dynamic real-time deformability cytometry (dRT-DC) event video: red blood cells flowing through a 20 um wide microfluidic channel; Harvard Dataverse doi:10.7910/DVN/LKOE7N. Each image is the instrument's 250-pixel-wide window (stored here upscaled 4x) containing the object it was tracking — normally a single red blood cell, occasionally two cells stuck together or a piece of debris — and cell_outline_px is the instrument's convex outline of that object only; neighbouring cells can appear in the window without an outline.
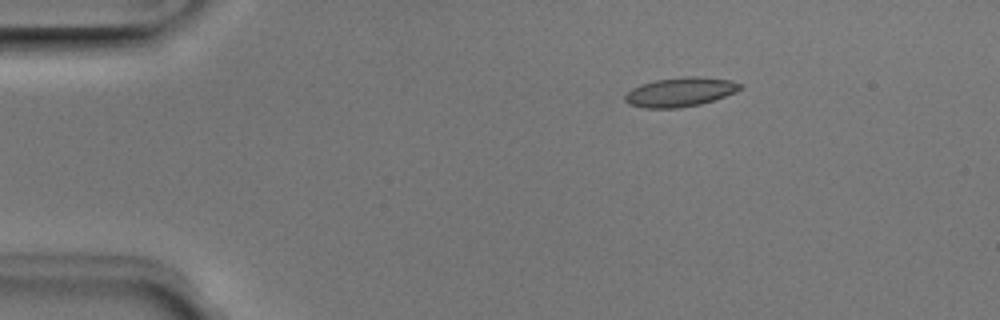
{"species": "Egyptian fruit bat (a non-hibernating species)", "species_latin": "Rousettus aegyptiacus", "temperature_condition": "room temperature", "stored_images_in_passage": 5, "camera_frame_rate_fps": 3000, "um_per_image_px": 0.085, "animal": {"sex": "male"}, "frame": {"image": 1, "passage_image": 3, "time_ms": 0.667, "image_size_px": [1000, 320], "cell_outline_px": [[744, 84], [736, 92], [700, 104], [680, 108], [644, 108], [628, 104], [624, 100], [624, 96], [632, 88], [640, 84], [656, 80], [688, 76], [696, 76], [732, 80]], "centroid_in_image_um": [57.8, 7.82], "position_along_channel_um": 27.2, "area_um2": 19.59}}
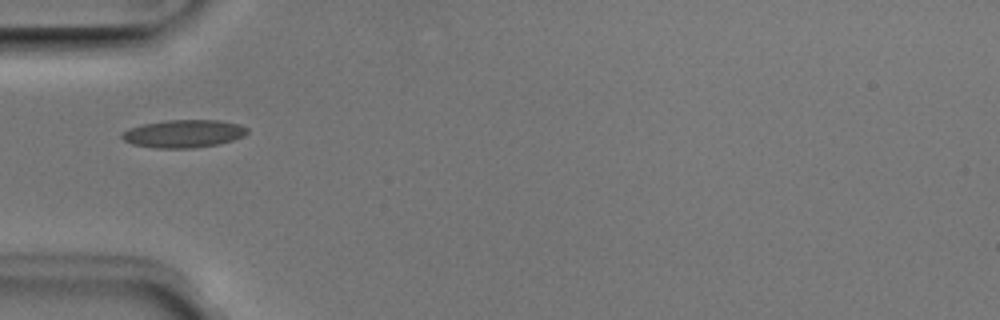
{"frame": {"image": 2, "passage_image": 5, "time_ms": 1.333, "image_size_px": [1000, 320], "cell_outline_px": [[248, 132], [244, 136], [232, 140], [216, 144], [192, 148], [156, 148], [132, 144], [124, 140], [120, 136], [128, 128], [144, 124], [164, 120], [220, 120], [240, 124], [248, 128]], "centroid_in_image_um": [15.62, 11.35], "position_along_channel_um": 69.4, "area_um2": 20.29}}